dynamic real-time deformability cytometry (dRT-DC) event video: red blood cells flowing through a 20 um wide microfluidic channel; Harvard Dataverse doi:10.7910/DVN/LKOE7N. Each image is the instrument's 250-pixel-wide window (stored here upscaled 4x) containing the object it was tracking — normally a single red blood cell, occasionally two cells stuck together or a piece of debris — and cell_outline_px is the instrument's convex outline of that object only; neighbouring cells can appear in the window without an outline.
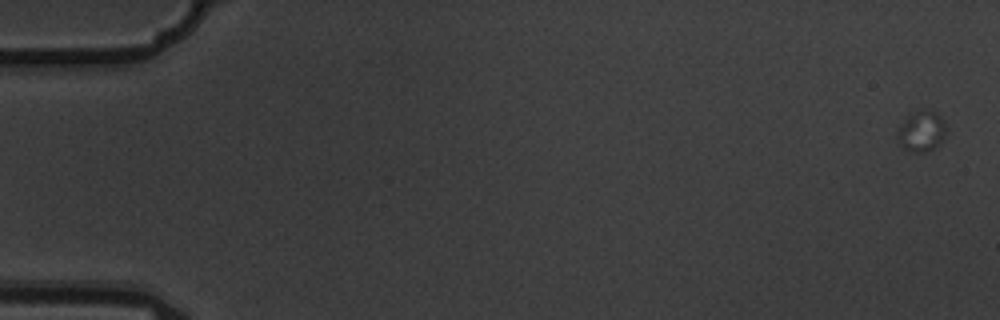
{"species": "common noctule bat (a hibernating species)", "species_latin": "Nyctalus noctula", "temperature_condition": "warm", "stored_images_in_passage": 5, "camera_frame_rate_fps": 3000, "um_per_image_px": 0.085, "animal": {"sex": "male", "body_mass_g": 19.5, "forearm_length_mm": 54.6}, "frame": {"image": 1, "passage_image": 1, "time_ms": 0.0, "image_size_px": [1000, 320], "cell_outline_px": [[944, 136], [940, 144], [928, 152], [908, 152], [896, 140], [896, 132], [908, 116], [916, 112], [936, 112], [944, 120]], "centroid_in_image_um": [78.3, 11.23], "position_along_channel_um": 6.7, "area_um2": 11.27}}